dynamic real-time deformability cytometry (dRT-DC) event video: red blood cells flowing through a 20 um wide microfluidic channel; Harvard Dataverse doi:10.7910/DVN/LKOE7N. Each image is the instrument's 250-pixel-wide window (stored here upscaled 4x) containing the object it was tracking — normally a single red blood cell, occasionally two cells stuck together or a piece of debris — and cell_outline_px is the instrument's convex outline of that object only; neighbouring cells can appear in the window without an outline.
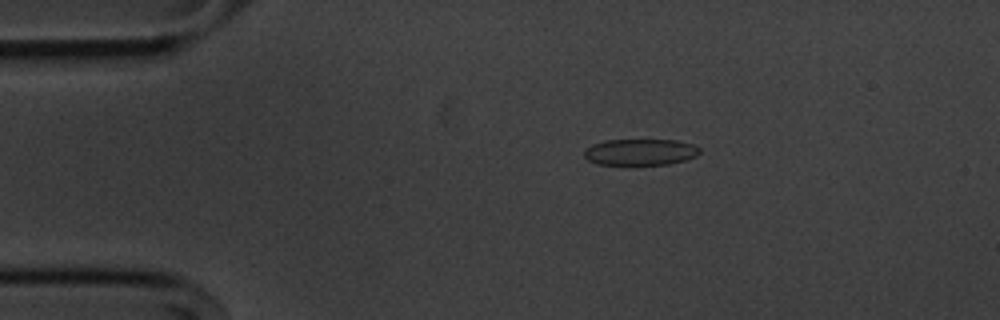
{"species": "common noctule bat (a hibernating species)", "species_latin": "Nyctalus noctula", "temperature_condition": "cold", "stored_images_in_passage": 54, "camera_frame_rate_fps": 3000, "um_per_image_px": 0.085, "animal": {"sex": "male", "body_mass_g": 20.1, "forearm_length_mm": 53.5}, "frame": {"image": 1, "passage_image": 10, "time_ms": 3.0, "image_size_px": [1000, 320], "cell_outline_px": [[700, 152], [696, 156], [688, 160], [668, 164], [596, 164], [588, 160], [584, 156], [584, 152], [592, 144], [604, 140], [676, 140], [692, 144], [700, 148]], "centroid_in_image_um": [54.45, 12.92], "position_along_channel_um": 30.6, "area_um2": 17.69}}
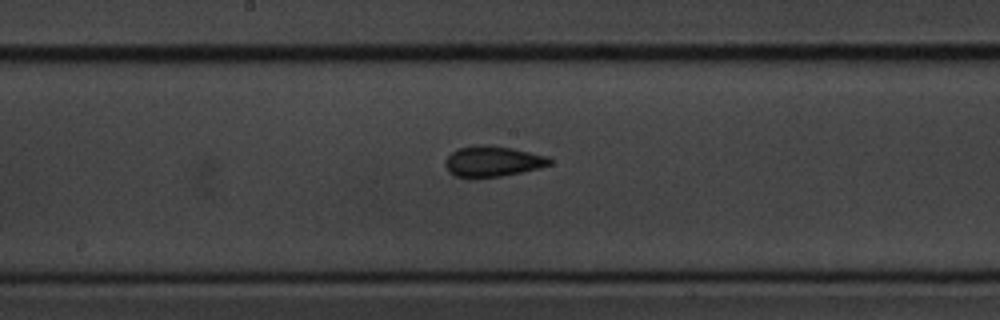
{"frame": {"image": 2, "passage_image": 28, "time_ms": 9.0, "image_size_px": [1000, 320], "cell_outline_px": [[552, 164], [520, 172], [500, 176], [468, 180], [452, 176], [448, 172], [444, 164], [444, 160], [452, 152], [460, 148], [472, 144], [476, 144], [512, 148], [548, 156], [552, 160]], "centroid_in_image_um": [41.79, 13.74], "position_along_channel_um": 206.4, "area_um2": 19.02}}
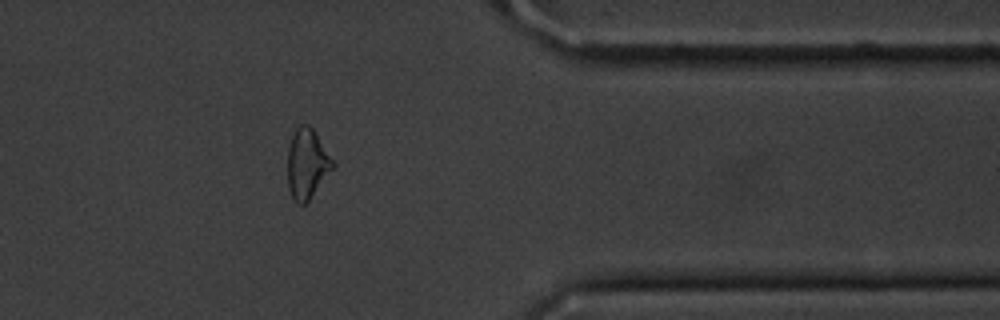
{"frame": {"image": 3, "passage_image": 44, "time_ms": 14.333, "image_size_px": [1000, 320], "cell_outline_px": [[336, 164], [308, 200], [304, 204], [300, 204], [292, 196], [288, 188], [288, 148], [292, 136], [296, 128], [300, 124], [308, 124], [312, 128]], "centroid_in_image_um": [26.09, 13.89], "position_along_channel_um": 385.3, "area_um2": 17.98}, "authors_computed_cell_mechanics": {"area_um2": 18.5249, "velocity_mm_per_s": 3.6514, "shape_relaxation_time_tau1_ms": 2.6696, "shape_relaxation_time_tau2_ms": 1.9604, "deformation_change_tau1": 0.1016, "deformation_change_tau2": 0.0837}}